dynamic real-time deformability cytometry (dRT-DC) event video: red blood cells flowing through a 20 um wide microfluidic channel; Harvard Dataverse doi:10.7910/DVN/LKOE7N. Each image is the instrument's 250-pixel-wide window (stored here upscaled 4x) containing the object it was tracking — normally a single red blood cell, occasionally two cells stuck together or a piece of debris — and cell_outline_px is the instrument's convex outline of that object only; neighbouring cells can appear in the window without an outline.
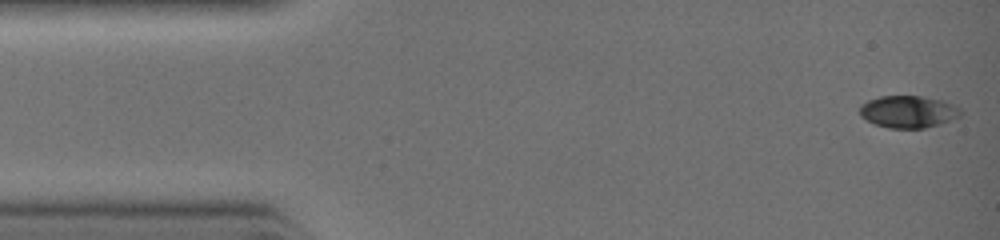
{"species": "common noctule bat (a hibernating species)", "species_latin": "Nyctalus noctula", "temperature_condition": "warm", "stored_images_in_passage": 32, "camera_frame_rate_fps": 3000, "um_per_image_px": 0.085, "animal": {"sex": "female", "body_mass_g": 19.0, "forearm_length_mm": 51.5}, "frame": {"image": 1, "passage_image": 1, "time_ms": 0.0, "image_size_px": [1000, 240], "cell_outline_px": [[960, 116], [940, 124], [924, 128], [888, 128], [876, 124], [860, 116], [860, 104], [868, 100], [880, 96], [920, 96], [940, 100], [960, 108]], "centroid_in_image_um": [77.16, 9.5], "position_along_channel_um": 7.8, "area_um2": 18.67}}
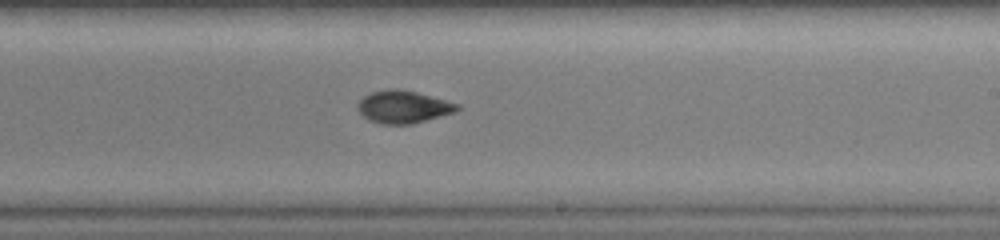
{"frame": {"image": 2, "passage_image": 19, "time_ms": 6.0, "image_size_px": [1000, 240], "cell_outline_px": [[460, 108], [456, 112], [412, 124], [380, 124], [368, 120], [356, 108], [356, 104], [364, 96], [372, 92], [388, 88], [400, 88], [416, 92], [460, 104]], "centroid_in_image_um": [34.27, 9.08], "position_along_channel_um": 254.7, "area_um2": 19.02}}
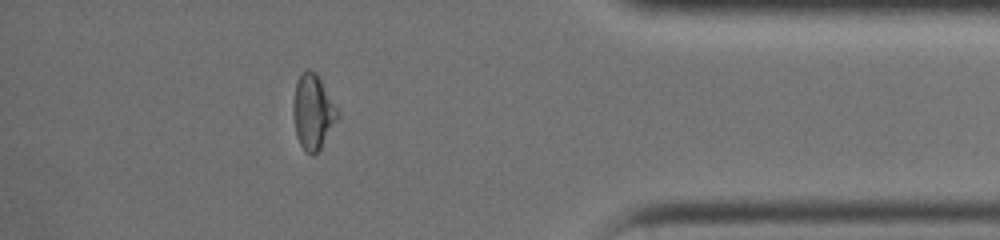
{"frame": {"image": 3, "passage_image": 28, "time_ms": 9.0, "image_size_px": [1000, 240], "cell_outline_px": [[340, 116], [320, 148], [312, 156], [300, 144], [296, 136], [292, 116], [292, 104], [296, 84], [300, 72], [308, 68], [316, 72], [340, 112]], "centroid_in_image_um": [26.59, 9.47], "position_along_channel_um": 408.6, "area_um2": 19.54}}